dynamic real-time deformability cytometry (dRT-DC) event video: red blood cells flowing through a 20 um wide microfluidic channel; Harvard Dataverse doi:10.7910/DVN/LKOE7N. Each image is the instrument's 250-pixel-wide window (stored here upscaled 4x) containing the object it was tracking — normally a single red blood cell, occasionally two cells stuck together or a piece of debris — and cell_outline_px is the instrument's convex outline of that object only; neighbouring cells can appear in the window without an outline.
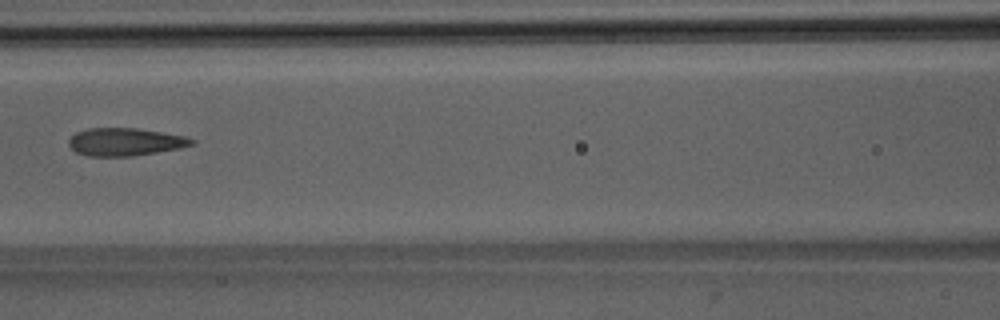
{"species": "Egyptian fruit bat (a non-hibernating species)", "species_latin": "Rousettus aegyptiacus", "temperature_condition": "room temperature", "stored_images_in_passage": 5, "camera_frame_rate_fps": 3000, "um_per_image_px": 0.085, "animal": {"sex": "male"}, "frame": {"image": 1, "passage_image": 4, "time_ms": 3.667, "image_size_px": [1000, 320], "cell_outline_px": [[196, 144], [180, 148], [132, 156], [88, 156], [76, 152], [68, 144], [68, 140], [76, 132], [88, 128], [136, 128], [184, 136], [196, 140]], "centroid_in_image_um": [10.64, 12.06], "position_along_channel_um": 156.0, "area_um2": 19.83}}